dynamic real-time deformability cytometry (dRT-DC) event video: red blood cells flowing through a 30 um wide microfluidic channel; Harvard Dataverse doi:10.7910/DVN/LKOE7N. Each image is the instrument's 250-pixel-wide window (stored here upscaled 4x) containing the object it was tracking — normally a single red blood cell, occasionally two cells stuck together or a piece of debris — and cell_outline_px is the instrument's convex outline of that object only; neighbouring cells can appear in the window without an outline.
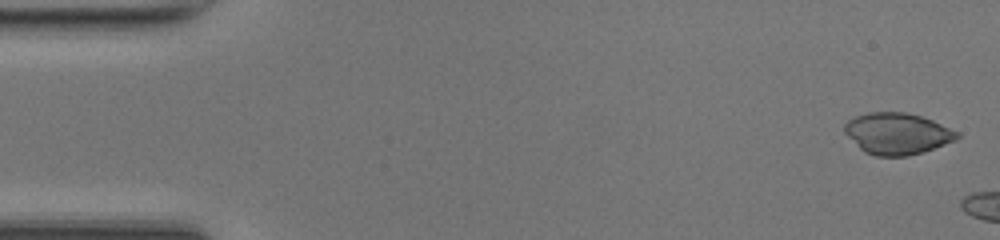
{"species": "common noctule bat (a hibernating species)", "species_latin": "Nyctalus noctula", "temperature_condition": "room temperature", "stored_images_in_passage": 13, "camera_frame_rate_fps": 3000, "um_per_image_px": 0.085, "animal": {"sex": "female", "body_mass_g": 17.0, "forearm_length_mm": 48.0}, "frame": {"image": 1, "passage_image": 1, "time_ms": 0.0, "image_size_px": [1000, 240], "cell_outline_px": [[960, 136], [956, 140], [908, 156], [876, 156], [864, 152], [844, 132], [844, 124], [848, 120], [856, 116], [868, 112], [904, 112], [920, 116], [932, 120], [960, 132]], "centroid_in_image_um": [76.25, 11.35], "position_along_channel_um": 8.7, "area_um2": 26.99}}
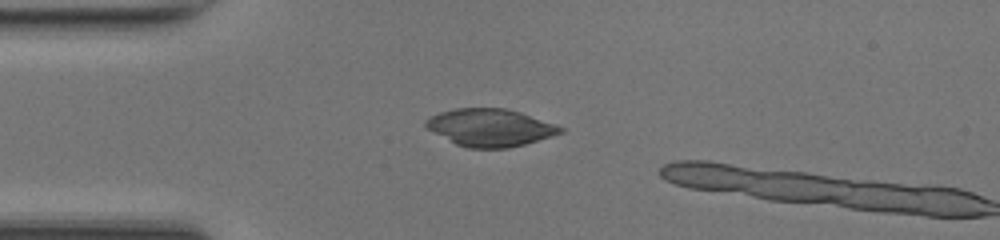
{"frame": {"image": 2, "passage_image": 12, "time_ms": 3.667, "image_size_px": [1000, 240], "cell_outline_px": [[564, 132], [552, 136], [524, 144], [508, 148], [468, 148], [456, 144], [428, 128], [424, 124], [424, 120], [440, 112], [456, 108], [504, 108], [520, 112], [556, 124], [564, 128]], "centroid_in_image_um": [41.69, 10.84], "position_along_channel_um": 43.3, "area_um2": 29.13}}